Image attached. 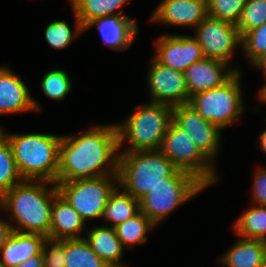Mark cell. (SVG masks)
<instances>
[{
  "label": "cell",
  "instance_id": "1",
  "mask_svg": "<svg viewBox=\"0 0 266 267\" xmlns=\"http://www.w3.org/2000/svg\"><path fill=\"white\" fill-rule=\"evenodd\" d=\"M118 149L116 125L93 126L80 136H62L56 183L118 175Z\"/></svg>",
  "mask_w": 266,
  "mask_h": 267
},
{
  "label": "cell",
  "instance_id": "38",
  "mask_svg": "<svg viewBox=\"0 0 266 267\" xmlns=\"http://www.w3.org/2000/svg\"><path fill=\"white\" fill-rule=\"evenodd\" d=\"M259 140H260V149L263 151V152H266V130H264L262 132V134H260L259 136Z\"/></svg>",
  "mask_w": 266,
  "mask_h": 267
},
{
  "label": "cell",
  "instance_id": "2",
  "mask_svg": "<svg viewBox=\"0 0 266 267\" xmlns=\"http://www.w3.org/2000/svg\"><path fill=\"white\" fill-rule=\"evenodd\" d=\"M46 183L53 184L49 190ZM58 194L55 183L24 180L0 197V208L10 211V220L14 219L19 225V228L12 225L13 231L49 238L52 204Z\"/></svg>",
  "mask_w": 266,
  "mask_h": 267
},
{
  "label": "cell",
  "instance_id": "18",
  "mask_svg": "<svg viewBox=\"0 0 266 267\" xmlns=\"http://www.w3.org/2000/svg\"><path fill=\"white\" fill-rule=\"evenodd\" d=\"M85 222L79 213L58 194L52 204L49 238L54 240L81 239Z\"/></svg>",
  "mask_w": 266,
  "mask_h": 267
},
{
  "label": "cell",
  "instance_id": "15",
  "mask_svg": "<svg viewBox=\"0 0 266 267\" xmlns=\"http://www.w3.org/2000/svg\"><path fill=\"white\" fill-rule=\"evenodd\" d=\"M227 67L228 64L222 61L208 58L191 64L183 72L189 97L191 98L197 93L223 85L237 71H240L235 68L233 70L232 68L227 70Z\"/></svg>",
  "mask_w": 266,
  "mask_h": 267
},
{
  "label": "cell",
  "instance_id": "24",
  "mask_svg": "<svg viewBox=\"0 0 266 267\" xmlns=\"http://www.w3.org/2000/svg\"><path fill=\"white\" fill-rule=\"evenodd\" d=\"M242 238L266 241V206L251 207L233 226Z\"/></svg>",
  "mask_w": 266,
  "mask_h": 267
},
{
  "label": "cell",
  "instance_id": "4",
  "mask_svg": "<svg viewBox=\"0 0 266 267\" xmlns=\"http://www.w3.org/2000/svg\"><path fill=\"white\" fill-rule=\"evenodd\" d=\"M177 170L160 150L120 152L118 185L140 200Z\"/></svg>",
  "mask_w": 266,
  "mask_h": 267
},
{
  "label": "cell",
  "instance_id": "39",
  "mask_svg": "<svg viewBox=\"0 0 266 267\" xmlns=\"http://www.w3.org/2000/svg\"><path fill=\"white\" fill-rule=\"evenodd\" d=\"M263 266L266 267V250H265V254H264Z\"/></svg>",
  "mask_w": 266,
  "mask_h": 267
},
{
  "label": "cell",
  "instance_id": "21",
  "mask_svg": "<svg viewBox=\"0 0 266 267\" xmlns=\"http://www.w3.org/2000/svg\"><path fill=\"white\" fill-rule=\"evenodd\" d=\"M129 0H69L75 16V28L78 35L93 20L111 15H122L121 7ZM121 9L115 12L116 9Z\"/></svg>",
  "mask_w": 266,
  "mask_h": 267
},
{
  "label": "cell",
  "instance_id": "6",
  "mask_svg": "<svg viewBox=\"0 0 266 267\" xmlns=\"http://www.w3.org/2000/svg\"><path fill=\"white\" fill-rule=\"evenodd\" d=\"M205 188L195 176L178 169L140 199V211L156 225Z\"/></svg>",
  "mask_w": 266,
  "mask_h": 267
},
{
  "label": "cell",
  "instance_id": "30",
  "mask_svg": "<svg viewBox=\"0 0 266 267\" xmlns=\"http://www.w3.org/2000/svg\"><path fill=\"white\" fill-rule=\"evenodd\" d=\"M71 87V80L63 70H50L41 81V89L45 96L56 100L66 97Z\"/></svg>",
  "mask_w": 266,
  "mask_h": 267
},
{
  "label": "cell",
  "instance_id": "17",
  "mask_svg": "<svg viewBox=\"0 0 266 267\" xmlns=\"http://www.w3.org/2000/svg\"><path fill=\"white\" fill-rule=\"evenodd\" d=\"M95 25L99 30L102 41L112 50H126L133 38L139 32L138 26L129 16L111 15L91 21L84 31Z\"/></svg>",
  "mask_w": 266,
  "mask_h": 267
},
{
  "label": "cell",
  "instance_id": "13",
  "mask_svg": "<svg viewBox=\"0 0 266 267\" xmlns=\"http://www.w3.org/2000/svg\"><path fill=\"white\" fill-rule=\"evenodd\" d=\"M154 58L164 66L184 72L191 64L205 57L200 43L194 36L163 35L156 43Z\"/></svg>",
  "mask_w": 266,
  "mask_h": 267
},
{
  "label": "cell",
  "instance_id": "10",
  "mask_svg": "<svg viewBox=\"0 0 266 267\" xmlns=\"http://www.w3.org/2000/svg\"><path fill=\"white\" fill-rule=\"evenodd\" d=\"M205 58L229 64L233 49L241 46L242 36L235 24L207 16L197 27L194 36Z\"/></svg>",
  "mask_w": 266,
  "mask_h": 267
},
{
  "label": "cell",
  "instance_id": "35",
  "mask_svg": "<svg viewBox=\"0 0 266 267\" xmlns=\"http://www.w3.org/2000/svg\"><path fill=\"white\" fill-rule=\"evenodd\" d=\"M13 224L9 222H5L0 218V249L4 246V244L8 241L13 233Z\"/></svg>",
  "mask_w": 266,
  "mask_h": 267
},
{
  "label": "cell",
  "instance_id": "11",
  "mask_svg": "<svg viewBox=\"0 0 266 267\" xmlns=\"http://www.w3.org/2000/svg\"><path fill=\"white\" fill-rule=\"evenodd\" d=\"M173 122L185 131L198 149L213 162L221 141V129L204 119L189 103L173 106Z\"/></svg>",
  "mask_w": 266,
  "mask_h": 267
},
{
  "label": "cell",
  "instance_id": "7",
  "mask_svg": "<svg viewBox=\"0 0 266 267\" xmlns=\"http://www.w3.org/2000/svg\"><path fill=\"white\" fill-rule=\"evenodd\" d=\"M240 75V71H237L223 85L195 94L189 104L220 129L229 126L243 111Z\"/></svg>",
  "mask_w": 266,
  "mask_h": 267
},
{
  "label": "cell",
  "instance_id": "34",
  "mask_svg": "<svg viewBox=\"0 0 266 267\" xmlns=\"http://www.w3.org/2000/svg\"><path fill=\"white\" fill-rule=\"evenodd\" d=\"M264 169H258L253 181V199L261 206H266V168Z\"/></svg>",
  "mask_w": 266,
  "mask_h": 267
},
{
  "label": "cell",
  "instance_id": "3",
  "mask_svg": "<svg viewBox=\"0 0 266 267\" xmlns=\"http://www.w3.org/2000/svg\"><path fill=\"white\" fill-rule=\"evenodd\" d=\"M0 132L11 145L23 180L57 182L59 145L62 136L42 133L8 134Z\"/></svg>",
  "mask_w": 266,
  "mask_h": 267
},
{
  "label": "cell",
  "instance_id": "33",
  "mask_svg": "<svg viewBox=\"0 0 266 267\" xmlns=\"http://www.w3.org/2000/svg\"><path fill=\"white\" fill-rule=\"evenodd\" d=\"M73 34L66 21L58 20L47 25L45 39L50 46L62 49L70 44Z\"/></svg>",
  "mask_w": 266,
  "mask_h": 267
},
{
  "label": "cell",
  "instance_id": "25",
  "mask_svg": "<svg viewBox=\"0 0 266 267\" xmlns=\"http://www.w3.org/2000/svg\"><path fill=\"white\" fill-rule=\"evenodd\" d=\"M65 267H109L91 249L85 238L65 239Z\"/></svg>",
  "mask_w": 266,
  "mask_h": 267
},
{
  "label": "cell",
  "instance_id": "31",
  "mask_svg": "<svg viewBox=\"0 0 266 267\" xmlns=\"http://www.w3.org/2000/svg\"><path fill=\"white\" fill-rule=\"evenodd\" d=\"M241 45L253 65L266 52V22L245 32L242 35Z\"/></svg>",
  "mask_w": 266,
  "mask_h": 267
},
{
  "label": "cell",
  "instance_id": "27",
  "mask_svg": "<svg viewBox=\"0 0 266 267\" xmlns=\"http://www.w3.org/2000/svg\"><path fill=\"white\" fill-rule=\"evenodd\" d=\"M23 181L18 171L11 145L0 132V197Z\"/></svg>",
  "mask_w": 266,
  "mask_h": 267
},
{
  "label": "cell",
  "instance_id": "16",
  "mask_svg": "<svg viewBox=\"0 0 266 267\" xmlns=\"http://www.w3.org/2000/svg\"><path fill=\"white\" fill-rule=\"evenodd\" d=\"M40 106L28 87L8 67H0V115L23 111H38Z\"/></svg>",
  "mask_w": 266,
  "mask_h": 267
},
{
  "label": "cell",
  "instance_id": "37",
  "mask_svg": "<svg viewBox=\"0 0 266 267\" xmlns=\"http://www.w3.org/2000/svg\"><path fill=\"white\" fill-rule=\"evenodd\" d=\"M263 70L266 76V52L252 65Z\"/></svg>",
  "mask_w": 266,
  "mask_h": 267
},
{
  "label": "cell",
  "instance_id": "36",
  "mask_svg": "<svg viewBox=\"0 0 266 267\" xmlns=\"http://www.w3.org/2000/svg\"><path fill=\"white\" fill-rule=\"evenodd\" d=\"M17 267H43L42 252L34 257H31L26 262L19 264Z\"/></svg>",
  "mask_w": 266,
  "mask_h": 267
},
{
  "label": "cell",
  "instance_id": "23",
  "mask_svg": "<svg viewBox=\"0 0 266 267\" xmlns=\"http://www.w3.org/2000/svg\"><path fill=\"white\" fill-rule=\"evenodd\" d=\"M140 212V200L133 198L129 193L116 187L110 194L104 208L103 218L112 222L111 227L133 218Z\"/></svg>",
  "mask_w": 266,
  "mask_h": 267
},
{
  "label": "cell",
  "instance_id": "19",
  "mask_svg": "<svg viewBox=\"0 0 266 267\" xmlns=\"http://www.w3.org/2000/svg\"><path fill=\"white\" fill-rule=\"evenodd\" d=\"M46 238L40 234L13 231L11 237L0 249V262L5 267H17L40 254Z\"/></svg>",
  "mask_w": 266,
  "mask_h": 267
},
{
  "label": "cell",
  "instance_id": "22",
  "mask_svg": "<svg viewBox=\"0 0 266 267\" xmlns=\"http://www.w3.org/2000/svg\"><path fill=\"white\" fill-rule=\"evenodd\" d=\"M266 241L239 239L220 261L227 267H262Z\"/></svg>",
  "mask_w": 266,
  "mask_h": 267
},
{
  "label": "cell",
  "instance_id": "32",
  "mask_svg": "<svg viewBox=\"0 0 266 267\" xmlns=\"http://www.w3.org/2000/svg\"><path fill=\"white\" fill-rule=\"evenodd\" d=\"M43 267H65V239L46 238L42 247Z\"/></svg>",
  "mask_w": 266,
  "mask_h": 267
},
{
  "label": "cell",
  "instance_id": "14",
  "mask_svg": "<svg viewBox=\"0 0 266 267\" xmlns=\"http://www.w3.org/2000/svg\"><path fill=\"white\" fill-rule=\"evenodd\" d=\"M207 16V0H163L153 12L151 21L197 27Z\"/></svg>",
  "mask_w": 266,
  "mask_h": 267
},
{
  "label": "cell",
  "instance_id": "26",
  "mask_svg": "<svg viewBox=\"0 0 266 267\" xmlns=\"http://www.w3.org/2000/svg\"><path fill=\"white\" fill-rule=\"evenodd\" d=\"M154 226L155 225L140 211L133 218L127 219L114 228L123 247L127 246L132 248L134 244H143L146 242L148 239L146 234Z\"/></svg>",
  "mask_w": 266,
  "mask_h": 267
},
{
  "label": "cell",
  "instance_id": "8",
  "mask_svg": "<svg viewBox=\"0 0 266 267\" xmlns=\"http://www.w3.org/2000/svg\"><path fill=\"white\" fill-rule=\"evenodd\" d=\"M118 175L77 179L56 183L59 194L86 222L87 219L101 218L110 194L116 188Z\"/></svg>",
  "mask_w": 266,
  "mask_h": 267
},
{
  "label": "cell",
  "instance_id": "20",
  "mask_svg": "<svg viewBox=\"0 0 266 267\" xmlns=\"http://www.w3.org/2000/svg\"><path fill=\"white\" fill-rule=\"evenodd\" d=\"M87 234L85 240L109 267H124L123 263L120 264V260L125 248L119 240L115 228L101 225L94 227Z\"/></svg>",
  "mask_w": 266,
  "mask_h": 267
},
{
  "label": "cell",
  "instance_id": "28",
  "mask_svg": "<svg viewBox=\"0 0 266 267\" xmlns=\"http://www.w3.org/2000/svg\"><path fill=\"white\" fill-rule=\"evenodd\" d=\"M266 22V0H247L236 27L242 36L245 32Z\"/></svg>",
  "mask_w": 266,
  "mask_h": 267
},
{
  "label": "cell",
  "instance_id": "12",
  "mask_svg": "<svg viewBox=\"0 0 266 267\" xmlns=\"http://www.w3.org/2000/svg\"><path fill=\"white\" fill-rule=\"evenodd\" d=\"M148 73V86L152 101L169 106L188 104L190 97L184 73L159 63L155 58L151 61Z\"/></svg>",
  "mask_w": 266,
  "mask_h": 267
},
{
  "label": "cell",
  "instance_id": "5",
  "mask_svg": "<svg viewBox=\"0 0 266 267\" xmlns=\"http://www.w3.org/2000/svg\"><path fill=\"white\" fill-rule=\"evenodd\" d=\"M172 121V106L155 102L137 106L123 124L116 125L119 149L129 141L131 146L124 152L159 150Z\"/></svg>",
  "mask_w": 266,
  "mask_h": 267
},
{
  "label": "cell",
  "instance_id": "29",
  "mask_svg": "<svg viewBox=\"0 0 266 267\" xmlns=\"http://www.w3.org/2000/svg\"><path fill=\"white\" fill-rule=\"evenodd\" d=\"M247 0H207L208 15L237 24Z\"/></svg>",
  "mask_w": 266,
  "mask_h": 267
},
{
  "label": "cell",
  "instance_id": "9",
  "mask_svg": "<svg viewBox=\"0 0 266 267\" xmlns=\"http://www.w3.org/2000/svg\"><path fill=\"white\" fill-rule=\"evenodd\" d=\"M159 150L179 169L195 176L206 187L218 180L214 166L194 144L190 136L173 121Z\"/></svg>",
  "mask_w": 266,
  "mask_h": 267
}]
</instances>
